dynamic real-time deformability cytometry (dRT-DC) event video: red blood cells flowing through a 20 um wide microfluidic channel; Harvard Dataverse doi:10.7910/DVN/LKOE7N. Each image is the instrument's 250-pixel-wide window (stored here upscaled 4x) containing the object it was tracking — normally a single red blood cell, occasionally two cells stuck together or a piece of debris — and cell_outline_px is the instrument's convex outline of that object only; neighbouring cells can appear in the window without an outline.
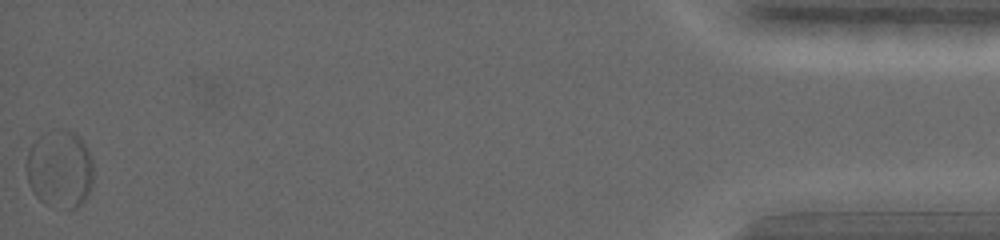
{"species": "common noctule bat (a hibernating species)", "species_latin": "Nyctalus noctula", "temperature_condition": "warm", "stored_images_in_passage": 61, "segment_of_instrument_passage": [2, 2], "camera_frame_rate_fps": 5000, "um_per_image_px": 0.085, "animal": {"sex": "female", "body_mass_g": 19.0, "forearm_length_mm": 56.7}, "frame": {"image": 1, "passage_image": 61, "time_ms": 18.6, "image_size_px": [1000, 240], "cell_outline_px": [[92, 184], [88, 196], [76, 208], [68, 208], [64, 132], [76, 132], [80, 136], [92, 160]], "centroid_in_image_um": [6.57, 14.41], "position_along_channel_um": 428.6, "area_um2": 11.79}}